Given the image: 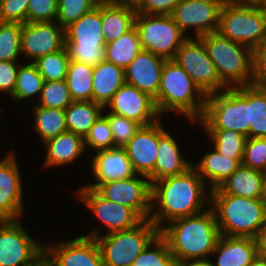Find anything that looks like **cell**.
I'll return each mask as SVG.
<instances>
[{
  "label": "cell",
  "instance_id": "3957f363",
  "mask_svg": "<svg viewBox=\"0 0 266 266\" xmlns=\"http://www.w3.org/2000/svg\"><path fill=\"white\" fill-rule=\"evenodd\" d=\"M206 97L207 95L176 61L166 60L155 99L160 116L164 112L175 111L184 114L183 116L189 118L191 122L197 119L199 121L205 109Z\"/></svg>",
  "mask_w": 266,
  "mask_h": 266
},
{
  "label": "cell",
  "instance_id": "d6986e66",
  "mask_svg": "<svg viewBox=\"0 0 266 266\" xmlns=\"http://www.w3.org/2000/svg\"><path fill=\"white\" fill-rule=\"evenodd\" d=\"M159 145V120L141 126L136 134L123 146L137 175L149 177L155 168Z\"/></svg>",
  "mask_w": 266,
  "mask_h": 266
},
{
  "label": "cell",
  "instance_id": "f6af8a7d",
  "mask_svg": "<svg viewBox=\"0 0 266 266\" xmlns=\"http://www.w3.org/2000/svg\"><path fill=\"white\" fill-rule=\"evenodd\" d=\"M58 0H29L26 22H53L57 17Z\"/></svg>",
  "mask_w": 266,
  "mask_h": 266
},
{
  "label": "cell",
  "instance_id": "8992f818",
  "mask_svg": "<svg viewBox=\"0 0 266 266\" xmlns=\"http://www.w3.org/2000/svg\"><path fill=\"white\" fill-rule=\"evenodd\" d=\"M208 94L200 122L206 130H234L250 137L248 85Z\"/></svg>",
  "mask_w": 266,
  "mask_h": 266
},
{
  "label": "cell",
  "instance_id": "f35d334b",
  "mask_svg": "<svg viewBox=\"0 0 266 266\" xmlns=\"http://www.w3.org/2000/svg\"><path fill=\"white\" fill-rule=\"evenodd\" d=\"M22 24L0 22V61H17L21 50Z\"/></svg>",
  "mask_w": 266,
  "mask_h": 266
},
{
  "label": "cell",
  "instance_id": "db71d44e",
  "mask_svg": "<svg viewBox=\"0 0 266 266\" xmlns=\"http://www.w3.org/2000/svg\"><path fill=\"white\" fill-rule=\"evenodd\" d=\"M250 266H266V258L260 257V256H256Z\"/></svg>",
  "mask_w": 266,
  "mask_h": 266
},
{
  "label": "cell",
  "instance_id": "5bb4252c",
  "mask_svg": "<svg viewBox=\"0 0 266 266\" xmlns=\"http://www.w3.org/2000/svg\"><path fill=\"white\" fill-rule=\"evenodd\" d=\"M43 250L19 220L0 221V266H27Z\"/></svg>",
  "mask_w": 266,
  "mask_h": 266
},
{
  "label": "cell",
  "instance_id": "d590c367",
  "mask_svg": "<svg viewBox=\"0 0 266 266\" xmlns=\"http://www.w3.org/2000/svg\"><path fill=\"white\" fill-rule=\"evenodd\" d=\"M206 131L220 154L232 159H243L246 136L234 130Z\"/></svg>",
  "mask_w": 266,
  "mask_h": 266
},
{
  "label": "cell",
  "instance_id": "836d02e7",
  "mask_svg": "<svg viewBox=\"0 0 266 266\" xmlns=\"http://www.w3.org/2000/svg\"><path fill=\"white\" fill-rule=\"evenodd\" d=\"M250 137L266 138V88L248 85Z\"/></svg>",
  "mask_w": 266,
  "mask_h": 266
},
{
  "label": "cell",
  "instance_id": "ffe728a7",
  "mask_svg": "<svg viewBox=\"0 0 266 266\" xmlns=\"http://www.w3.org/2000/svg\"><path fill=\"white\" fill-rule=\"evenodd\" d=\"M165 62L166 59L142 49L124 69L125 83L133 85L155 100Z\"/></svg>",
  "mask_w": 266,
  "mask_h": 266
},
{
  "label": "cell",
  "instance_id": "8fae6325",
  "mask_svg": "<svg viewBox=\"0 0 266 266\" xmlns=\"http://www.w3.org/2000/svg\"><path fill=\"white\" fill-rule=\"evenodd\" d=\"M195 39L188 37L177 50L173 60L188 73L206 95L225 90L228 87L219 79L204 42L200 38Z\"/></svg>",
  "mask_w": 266,
  "mask_h": 266
},
{
  "label": "cell",
  "instance_id": "6f0895ef",
  "mask_svg": "<svg viewBox=\"0 0 266 266\" xmlns=\"http://www.w3.org/2000/svg\"><path fill=\"white\" fill-rule=\"evenodd\" d=\"M120 3H130V4H136L139 0H112Z\"/></svg>",
  "mask_w": 266,
  "mask_h": 266
},
{
  "label": "cell",
  "instance_id": "52a82bcc",
  "mask_svg": "<svg viewBox=\"0 0 266 266\" xmlns=\"http://www.w3.org/2000/svg\"><path fill=\"white\" fill-rule=\"evenodd\" d=\"M158 235V227L150 219H144L128 230L103 236L91 231L83 236L96 239L104 266H132L133 261Z\"/></svg>",
  "mask_w": 266,
  "mask_h": 266
},
{
  "label": "cell",
  "instance_id": "484cf974",
  "mask_svg": "<svg viewBox=\"0 0 266 266\" xmlns=\"http://www.w3.org/2000/svg\"><path fill=\"white\" fill-rule=\"evenodd\" d=\"M124 83V69L106 60L97 64L93 68L92 101L105 108Z\"/></svg>",
  "mask_w": 266,
  "mask_h": 266
},
{
  "label": "cell",
  "instance_id": "b9f144b4",
  "mask_svg": "<svg viewBox=\"0 0 266 266\" xmlns=\"http://www.w3.org/2000/svg\"><path fill=\"white\" fill-rule=\"evenodd\" d=\"M86 146L96 151L115 148L112 131L105 115H100L84 138Z\"/></svg>",
  "mask_w": 266,
  "mask_h": 266
},
{
  "label": "cell",
  "instance_id": "277c9868",
  "mask_svg": "<svg viewBox=\"0 0 266 266\" xmlns=\"http://www.w3.org/2000/svg\"><path fill=\"white\" fill-rule=\"evenodd\" d=\"M212 200L220 234L231 237L255 238L266 221L262 199L223 194L218 188L207 194Z\"/></svg>",
  "mask_w": 266,
  "mask_h": 266
},
{
  "label": "cell",
  "instance_id": "7a4b0ae2",
  "mask_svg": "<svg viewBox=\"0 0 266 266\" xmlns=\"http://www.w3.org/2000/svg\"><path fill=\"white\" fill-rule=\"evenodd\" d=\"M159 235L167 242L175 262L210 261L209 255L221 236L211 207L169 222V226H162Z\"/></svg>",
  "mask_w": 266,
  "mask_h": 266
},
{
  "label": "cell",
  "instance_id": "4316f807",
  "mask_svg": "<svg viewBox=\"0 0 266 266\" xmlns=\"http://www.w3.org/2000/svg\"><path fill=\"white\" fill-rule=\"evenodd\" d=\"M265 173L241 164L218 189L223 194L262 199Z\"/></svg>",
  "mask_w": 266,
  "mask_h": 266
},
{
  "label": "cell",
  "instance_id": "ac0fdd59",
  "mask_svg": "<svg viewBox=\"0 0 266 266\" xmlns=\"http://www.w3.org/2000/svg\"><path fill=\"white\" fill-rule=\"evenodd\" d=\"M22 183L14 153L0 161V221L19 220L23 213Z\"/></svg>",
  "mask_w": 266,
  "mask_h": 266
},
{
  "label": "cell",
  "instance_id": "ee69618b",
  "mask_svg": "<svg viewBox=\"0 0 266 266\" xmlns=\"http://www.w3.org/2000/svg\"><path fill=\"white\" fill-rule=\"evenodd\" d=\"M242 164L266 173V138H246Z\"/></svg>",
  "mask_w": 266,
  "mask_h": 266
},
{
  "label": "cell",
  "instance_id": "8d00e7d4",
  "mask_svg": "<svg viewBox=\"0 0 266 266\" xmlns=\"http://www.w3.org/2000/svg\"><path fill=\"white\" fill-rule=\"evenodd\" d=\"M44 81L65 80L70 63L67 48L50 53L33 62Z\"/></svg>",
  "mask_w": 266,
  "mask_h": 266
},
{
  "label": "cell",
  "instance_id": "30bf717a",
  "mask_svg": "<svg viewBox=\"0 0 266 266\" xmlns=\"http://www.w3.org/2000/svg\"><path fill=\"white\" fill-rule=\"evenodd\" d=\"M135 27L142 49L166 60L174 59L177 50L188 38L171 15L137 13Z\"/></svg>",
  "mask_w": 266,
  "mask_h": 266
},
{
  "label": "cell",
  "instance_id": "bcb514c9",
  "mask_svg": "<svg viewBox=\"0 0 266 266\" xmlns=\"http://www.w3.org/2000/svg\"><path fill=\"white\" fill-rule=\"evenodd\" d=\"M29 0H0V22L26 23Z\"/></svg>",
  "mask_w": 266,
  "mask_h": 266
},
{
  "label": "cell",
  "instance_id": "5b68a950",
  "mask_svg": "<svg viewBox=\"0 0 266 266\" xmlns=\"http://www.w3.org/2000/svg\"><path fill=\"white\" fill-rule=\"evenodd\" d=\"M199 38L204 42L219 79L228 88L234 85L235 87L251 85L253 63L250 47L233 42L217 31Z\"/></svg>",
  "mask_w": 266,
  "mask_h": 266
},
{
  "label": "cell",
  "instance_id": "4dcf8cb0",
  "mask_svg": "<svg viewBox=\"0 0 266 266\" xmlns=\"http://www.w3.org/2000/svg\"><path fill=\"white\" fill-rule=\"evenodd\" d=\"M141 50L138 31L134 26L118 39L105 44L106 61L125 69Z\"/></svg>",
  "mask_w": 266,
  "mask_h": 266
},
{
  "label": "cell",
  "instance_id": "f546056e",
  "mask_svg": "<svg viewBox=\"0 0 266 266\" xmlns=\"http://www.w3.org/2000/svg\"><path fill=\"white\" fill-rule=\"evenodd\" d=\"M103 109L94 101H73L65 109L67 131L85 138Z\"/></svg>",
  "mask_w": 266,
  "mask_h": 266
},
{
  "label": "cell",
  "instance_id": "ba28073f",
  "mask_svg": "<svg viewBox=\"0 0 266 266\" xmlns=\"http://www.w3.org/2000/svg\"><path fill=\"white\" fill-rule=\"evenodd\" d=\"M66 48L72 61L96 66L106 60L102 30V0L65 29Z\"/></svg>",
  "mask_w": 266,
  "mask_h": 266
},
{
  "label": "cell",
  "instance_id": "44dd1931",
  "mask_svg": "<svg viewBox=\"0 0 266 266\" xmlns=\"http://www.w3.org/2000/svg\"><path fill=\"white\" fill-rule=\"evenodd\" d=\"M44 249L55 260L57 266H104L95 238L78 236L67 242L49 245Z\"/></svg>",
  "mask_w": 266,
  "mask_h": 266
},
{
  "label": "cell",
  "instance_id": "7402d4cb",
  "mask_svg": "<svg viewBox=\"0 0 266 266\" xmlns=\"http://www.w3.org/2000/svg\"><path fill=\"white\" fill-rule=\"evenodd\" d=\"M161 121L159 119V145L155 168L148 177L151 184L166 177L181 175L193 165L180 154L177 141L163 129Z\"/></svg>",
  "mask_w": 266,
  "mask_h": 266
},
{
  "label": "cell",
  "instance_id": "f5cc1de1",
  "mask_svg": "<svg viewBox=\"0 0 266 266\" xmlns=\"http://www.w3.org/2000/svg\"><path fill=\"white\" fill-rule=\"evenodd\" d=\"M175 266H210L208 261L175 262Z\"/></svg>",
  "mask_w": 266,
  "mask_h": 266
},
{
  "label": "cell",
  "instance_id": "ab89813d",
  "mask_svg": "<svg viewBox=\"0 0 266 266\" xmlns=\"http://www.w3.org/2000/svg\"><path fill=\"white\" fill-rule=\"evenodd\" d=\"M37 105L65 110L72 102L66 80L45 81Z\"/></svg>",
  "mask_w": 266,
  "mask_h": 266
},
{
  "label": "cell",
  "instance_id": "2e32d148",
  "mask_svg": "<svg viewBox=\"0 0 266 266\" xmlns=\"http://www.w3.org/2000/svg\"><path fill=\"white\" fill-rule=\"evenodd\" d=\"M66 46L65 29L55 21L22 24V54L31 58L32 63L38 58L63 50Z\"/></svg>",
  "mask_w": 266,
  "mask_h": 266
},
{
  "label": "cell",
  "instance_id": "1f68e13d",
  "mask_svg": "<svg viewBox=\"0 0 266 266\" xmlns=\"http://www.w3.org/2000/svg\"><path fill=\"white\" fill-rule=\"evenodd\" d=\"M94 66L70 60L66 82L73 101H92Z\"/></svg>",
  "mask_w": 266,
  "mask_h": 266
},
{
  "label": "cell",
  "instance_id": "d4e9b609",
  "mask_svg": "<svg viewBox=\"0 0 266 266\" xmlns=\"http://www.w3.org/2000/svg\"><path fill=\"white\" fill-rule=\"evenodd\" d=\"M134 4L102 0V30L106 43L118 39L135 26Z\"/></svg>",
  "mask_w": 266,
  "mask_h": 266
},
{
  "label": "cell",
  "instance_id": "7bdbcfd3",
  "mask_svg": "<svg viewBox=\"0 0 266 266\" xmlns=\"http://www.w3.org/2000/svg\"><path fill=\"white\" fill-rule=\"evenodd\" d=\"M112 131L116 147H123L142 126L137 121L127 119L111 112L105 115Z\"/></svg>",
  "mask_w": 266,
  "mask_h": 266
},
{
  "label": "cell",
  "instance_id": "816d5d0a",
  "mask_svg": "<svg viewBox=\"0 0 266 266\" xmlns=\"http://www.w3.org/2000/svg\"><path fill=\"white\" fill-rule=\"evenodd\" d=\"M27 266H57L55 260L44 249L36 258H34Z\"/></svg>",
  "mask_w": 266,
  "mask_h": 266
},
{
  "label": "cell",
  "instance_id": "680465c9",
  "mask_svg": "<svg viewBox=\"0 0 266 266\" xmlns=\"http://www.w3.org/2000/svg\"><path fill=\"white\" fill-rule=\"evenodd\" d=\"M257 7L261 8L264 11H266V0H261V2L257 5Z\"/></svg>",
  "mask_w": 266,
  "mask_h": 266
},
{
  "label": "cell",
  "instance_id": "681fc988",
  "mask_svg": "<svg viewBox=\"0 0 266 266\" xmlns=\"http://www.w3.org/2000/svg\"><path fill=\"white\" fill-rule=\"evenodd\" d=\"M18 61H0V92H8L13 95L16 86L17 71L20 63Z\"/></svg>",
  "mask_w": 266,
  "mask_h": 266
},
{
  "label": "cell",
  "instance_id": "e575fe53",
  "mask_svg": "<svg viewBox=\"0 0 266 266\" xmlns=\"http://www.w3.org/2000/svg\"><path fill=\"white\" fill-rule=\"evenodd\" d=\"M44 82V78L40 75L34 63L20 64L17 71L16 86L11 97L14 101H20L37 94L40 97Z\"/></svg>",
  "mask_w": 266,
  "mask_h": 266
},
{
  "label": "cell",
  "instance_id": "9a60e30c",
  "mask_svg": "<svg viewBox=\"0 0 266 266\" xmlns=\"http://www.w3.org/2000/svg\"><path fill=\"white\" fill-rule=\"evenodd\" d=\"M78 196L107 227L106 234L134 228L143 221L132 208L105 199L93 188L81 187Z\"/></svg>",
  "mask_w": 266,
  "mask_h": 266
},
{
  "label": "cell",
  "instance_id": "c3c4849f",
  "mask_svg": "<svg viewBox=\"0 0 266 266\" xmlns=\"http://www.w3.org/2000/svg\"><path fill=\"white\" fill-rule=\"evenodd\" d=\"M181 0H139L135 4L137 13L147 15H171Z\"/></svg>",
  "mask_w": 266,
  "mask_h": 266
},
{
  "label": "cell",
  "instance_id": "f1b7e54d",
  "mask_svg": "<svg viewBox=\"0 0 266 266\" xmlns=\"http://www.w3.org/2000/svg\"><path fill=\"white\" fill-rule=\"evenodd\" d=\"M243 159H232L220 154L216 149L207 154L200 160L198 165L192 167L199 176L206 182H211L209 192L218 188L228 177H230L242 164Z\"/></svg>",
  "mask_w": 266,
  "mask_h": 266
},
{
  "label": "cell",
  "instance_id": "83f0119b",
  "mask_svg": "<svg viewBox=\"0 0 266 266\" xmlns=\"http://www.w3.org/2000/svg\"><path fill=\"white\" fill-rule=\"evenodd\" d=\"M44 145L47 149L46 167L69 164L85 152L84 138L70 131L48 139Z\"/></svg>",
  "mask_w": 266,
  "mask_h": 266
},
{
  "label": "cell",
  "instance_id": "60d3db41",
  "mask_svg": "<svg viewBox=\"0 0 266 266\" xmlns=\"http://www.w3.org/2000/svg\"><path fill=\"white\" fill-rule=\"evenodd\" d=\"M101 0H58L56 22L64 29L93 10Z\"/></svg>",
  "mask_w": 266,
  "mask_h": 266
},
{
  "label": "cell",
  "instance_id": "6da1fadb",
  "mask_svg": "<svg viewBox=\"0 0 266 266\" xmlns=\"http://www.w3.org/2000/svg\"><path fill=\"white\" fill-rule=\"evenodd\" d=\"M205 189L206 183L193 167L181 175L154 181L151 201L155 202L152 204L149 219L160 230L164 220L171 222L202 212L207 199ZM155 203L159 205V209L154 214Z\"/></svg>",
  "mask_w": 266,
  "mask_h": 266
},
{
  "label": "cell",
  "instance_id": "7dc6e473",
  "mask_svg": "<svg viewBox=\"0 0 266 266\" xmlns=\"http://www.w3.org/2000/svg\"><path fill=\"white\" fill-rule=\"evenodd\" d=\"M253 79L251 84L266 88V39L252 50Z\"/></svg>",
  "mask_w": 266,
  "mask_h": 266
},
{
  "label": "cell",
  "instance_id": "4fadbf2b",
  "mask_svg": "<svg viewBox=\"0 0 266 266\" xmlns=\"http://www.w3.org/2000/svg\"><path fill=\"white\" fill-rule=\"evenodd\" d=\"M225 1L181 0L171 16L183 33L194 27V35L199 38L218 30L220 11Z\"/></svg>",
  "mask_w": 266,
  "mask_h": 266
},
{
  "label": "cell",
  "instance_id": "11a10c76",
  "mask_svg": "<svg viewBox=\"0 0 266 266\" xmlns=\"http://www.w3.org/2000/svg\"><path fill=\"white\" fill-rule=\"evenodd\" d=\"M230 1L238 4L252 5V6H257L261 2V0H230Z\"/></svg>",
  "mask_w": 266,
  "mask_h": 266
},
{
  "label": "cell",
  "instance_id": "f907efd6",
  "mask_svg": "<svg viewBox=\"0 0 266 266\" xmlns=\"http://www.w3.org/2000/svg\"><path fill=\"white\" fill-rule=\"evenodd\" d=\"M254 239L256 242L257 255L266 258V221Z\"/></svg>",
  "mask_w": 266,
  "mask_h": 266
},
{
  "label": "cell",
  "instance_id": "74e56055",
  "mask_svg": "<svg viewBox=\"0 0 266 266\" xmlns=\"http://www.w3.org/2000/svg\"><path fill=\"white\" fill-rule=\"evenodd\" d=\"M132 266H175V259L167 242L158 235L133 261Z\"/></svg>",
  "mask_w": 266,
  "mask_h": 266
},
{
  "label": "cell",
  "instance_id": "603a6c76",
  "mask_svg": "<svg viewBox=\"0 0 266 266\" xmlns=\"http://www.w3.org/2000/svg\"><path fill=\"white\" fill-rule=\"evenodd\" d=\"M92 160V173L97 183L103 184L118 179H127L137 175L126 150L115 147L96 151Z\"/></svg>",
  "mask_w": 266,
  "mask_h": 266
},
{
  "label": "cell",
  "instance_id": "cb8c5ba5",
  "mask_svg": "<svg viewBox=\"0 0 266 266\" xmlns=\"http://www.w3.org/2000/svg\"><path fill=\"white\" fill-rule=\"evenodd\" d=\"M212 254H217L210 266H250L257 256L256 242L251 237H231L221 235Z\"/></svg>",
  "mask_w": 266,
  "mask_h": 266
},
{
  "label": "cell",
  "instance_id": "e0dca14e",
  "mask_svg": "<svg viewBox=\"0 0 266 266\" xmlns=\"http://www.w3.org/2000/svg\"><path fill=\"white\" fill-rule=\"evenodd\" d=\"M107 106L111 113L137 121L142 126L160 119L154 98L128 83L120 87Z\"/></svg>",
  "mask_w": 266,
  "mask_h": 266
},
{
  "label": "cell",
  "instance_id": "7c38bea8",
  "mask_svg": "<svg viewBox=\"0 0 266 266\" xmlns=\"http://www.w3.org/2000/svg\"><path fill=\"white\" fill-rule=\"evenodd\" d=\"M136 175L127 179H118L103 184H91L85 187L95 189L105 199L132 208L143 220L149 219L152 202V184L148 177ZM144 177L147 180L142 179Z\"/></svg>",
  "mask_w": 266,
  "mask_h": 266
},
{
  "label": "cell",
  "instance_id": "9c48e42d",
  "mask_svg": "<svg viewBox=\"0 0 266 266\" xmlns=\"http://www.w3.org/2000/svg\"><path fill=\"white\" fill-rule=\"evenodd\" d=\"M217 32L253 50L266 39V11L226 0L220 11Z\"/></svg>",
  "mask_w": 266,
  "mask_h": 266
},
{
  "label": "cell",
  "instance_id": "d6a6232c",
  "mask_svg": "<svg viewBox=\"0 0 266 266\" xmlns=\"http://www.w3.org/2000/svg\"><path fill=\"white\" fill-rule=\"evenodd\" d=\"M35 131L41 136L42 143L67 131L65 110L34 107Z\"/></svg>",
  "mask_w": 266,
  "mask_h": 266
},
{
  "label": "cell",
  "instance_id": "9f6ffc18",
  "mask_svg": "<svg viewBox=\"0 0 266 266\" xmlns=\"http://www.w3.org/2000/svg\"><path fill=\"white\" fill-rule=\"evenodd\" d=\"M262 200H263V203H264V205L266 207V173H265V177H264V193H263Z\"/></svg>",
  "mask_w": 266,
  "mask_h": 266
}]
</instances>
